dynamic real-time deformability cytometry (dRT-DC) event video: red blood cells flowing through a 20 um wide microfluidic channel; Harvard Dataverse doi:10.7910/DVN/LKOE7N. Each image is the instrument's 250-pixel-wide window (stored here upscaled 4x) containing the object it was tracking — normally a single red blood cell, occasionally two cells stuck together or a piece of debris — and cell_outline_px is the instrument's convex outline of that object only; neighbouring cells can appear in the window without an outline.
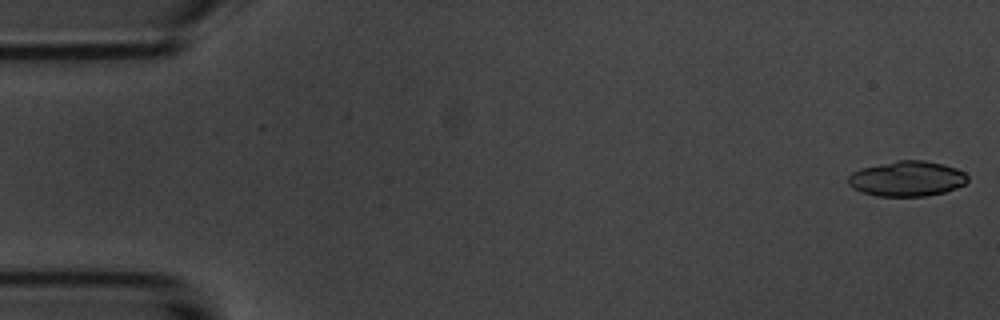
{"species": "common noctule bat (a hibernating species)", "species_latin": "Nyctalus noctula", "temperature_condition": "room temperature", "stored_images_in_passage": 5, "camera_frame_rate_fps": 3000, "um_per_image_px": 0.085, "animal": {"sex": "male", "body_mass_g": 20.1, "forearm_length_mm": 53.5}, "frame": {"image": 1, "passage_image": 1, "time_ms": 0.0, "image_size_px": [1000, 320], "cell_outline_px": [[968, 180], [964, 184], [956, 188], [944, 192], [924, 196], [876, 196], [860, 192], [852, 188], [848, 184], [848, 176], [852, 172], [860, 168], [900, 160], [924, 160], [944, 164], [956, 168], [964, 172], [968, 176]], "centroid_in_image_um": [77.08, 15.19], "position_along_channel_um": 7.9, "area_um2": 24.62}}
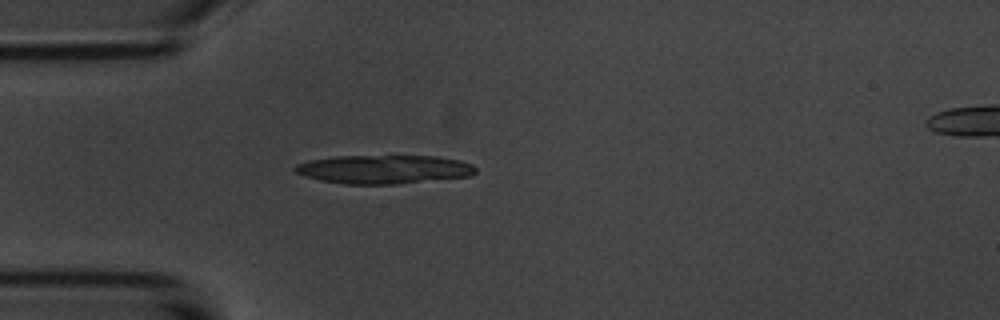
{"frame": {"image": 2, "passage_image": 5, "time_ms": 4.667, "image_size_px": [1000, 320], "cell_outline_px": [[476, 172], [468, 176], [396, 184], [344, 184], [320, 180], [304, 176], [296, 172], [292, 168], [296, 164], [308, 160], [336, 156], [436, 156], [460, 160], [472, 164], [476, 168]], "centroid_in_image_um": [32.59, 14.39], "position_along_channel_um": 52.4, "area_um2": 30.17}}